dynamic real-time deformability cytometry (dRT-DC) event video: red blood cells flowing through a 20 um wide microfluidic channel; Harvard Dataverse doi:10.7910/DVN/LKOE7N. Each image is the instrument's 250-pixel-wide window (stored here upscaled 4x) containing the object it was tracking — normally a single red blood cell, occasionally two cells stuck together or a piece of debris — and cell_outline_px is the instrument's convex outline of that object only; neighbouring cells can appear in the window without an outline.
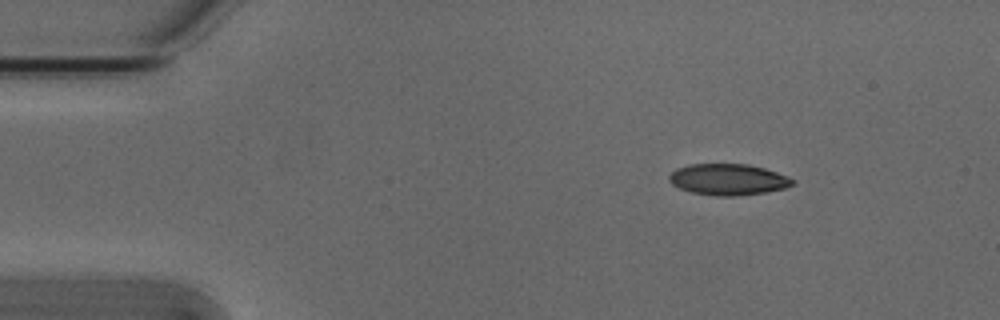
{"species": "Egyptian fruit bat (a non-hibernating species)", "species_latin": "Rousettus aegyptiacus", "temperature_condition": "cold", "stored_images_in_passage": 47, "camera_frame_rate_fps": 3000, "um_per_image_px": 0.085, "animal": {"sex": "male"}, "frame": {"image": 1, "passage_image": 1, "time_ms": 0.0, "image_size_px": [1000, 320], "cell_outline_px": [[796, 184], [788, 188], [768, 192], [740, 196], [716, 196], [692, 192], [680, 188], [672, 184], [668, 180], [668, 176], [676, 168], [688, 164], [748, 164], [764, 168], [788, 176], [796, 180]], "centroid_in_image_um": [61.94, 15.26], "position_along_channel_um": 23.1, "area_um2": 22.83}}
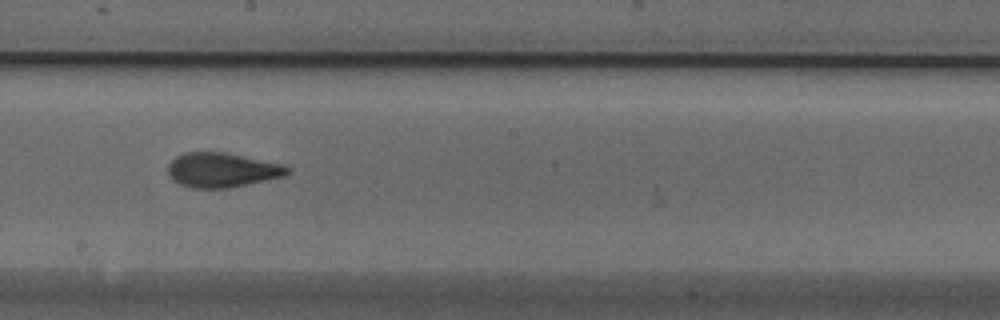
{"frame": {"image": 2, "passage_image": 23, "time_ms": 7.333, "image_size_px": [1000, 320], "cell_outline_px": [[292, 172], [284, 176], [228, 188], [188, 188], [172, 180], [168, 176], [168, 164], [176, 156], [184, 152], [224, 152], [284, 164], [292, 168]], "centroid_in_image_um": [18.87, 14.45], "position_along_channel_um": 229.3, "area_um2": 24.28}}
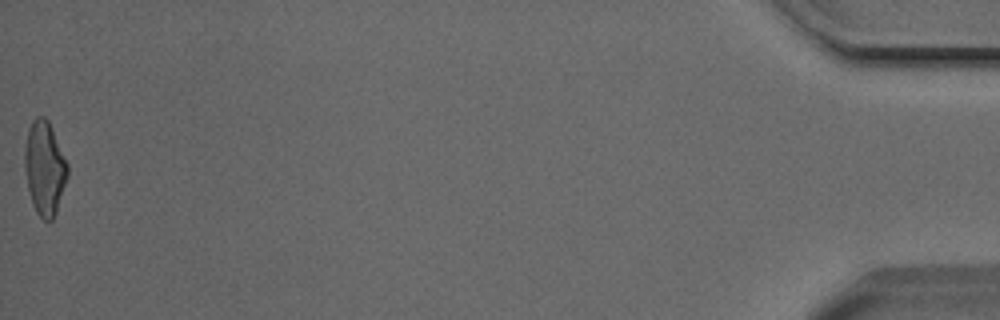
{"frame": {"image": 3, "passage_image": 47, "time_ms": 15.333, "image_size_px": [1000, 320], "cell_outline_px": [[68, 176], [56, 212], [52, 220], [44, 220], [36, 212], [32, 204], [28, 188], [24, 168], [24, 148], [28, 128], [32, 120], [36, 116], [44, 116], [48, 120], [52, 128], [68, 164]], "centroid_in_image_um": [3.78, 14.26], "position_along_channel_um": 431.4, "area_um2": 23.52}, "authors_computed_cell_mechanics": {"area_um2": 23.409, "velocity_mm_per_s": 3.8365, "shape_relaxation_time_tau1_ms": 4.5611, "shape_relaxation_time_tau2_ms": 1.3626, "deformation_change_tau1": 0.1716, "deformation_change_tau2": 0.082}}